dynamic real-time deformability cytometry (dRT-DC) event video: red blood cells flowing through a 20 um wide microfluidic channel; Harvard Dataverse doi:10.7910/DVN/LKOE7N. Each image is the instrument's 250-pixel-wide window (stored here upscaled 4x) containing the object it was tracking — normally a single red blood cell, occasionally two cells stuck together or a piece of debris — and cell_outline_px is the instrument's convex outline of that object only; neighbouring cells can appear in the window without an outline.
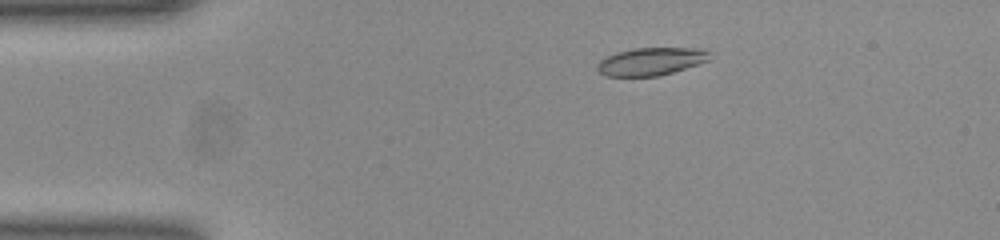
{"species": "common noctule bat (a hibernating species)", "species_latin": "Nyctalus noctula", "temperature_condition": "room temperature", "stored_images_in_passage": 12, "camera_frame_rate_fps": 3000, "um_per_image_px": 0.085, "animal": {"sex": "female", "body_mass_g": 23.0, "forearm_length_mm": 53.4}, "frame": {"image": 1, "passage_image": 9, "time_ms": 2.667, "image_size_px": [1000, 240], "cell_outline_px": [[708, 60], [672, 72], [656, 76], [608, 76], [600, 72], [596, 68], [596, 64], [600, 60], [616, 52], [632, 48], [700, 48], [708, 52]], "centroid_in_image_um": [55.27, 5.21], "position_along_channel_um": 29.7, "area_um2": 17.86}}